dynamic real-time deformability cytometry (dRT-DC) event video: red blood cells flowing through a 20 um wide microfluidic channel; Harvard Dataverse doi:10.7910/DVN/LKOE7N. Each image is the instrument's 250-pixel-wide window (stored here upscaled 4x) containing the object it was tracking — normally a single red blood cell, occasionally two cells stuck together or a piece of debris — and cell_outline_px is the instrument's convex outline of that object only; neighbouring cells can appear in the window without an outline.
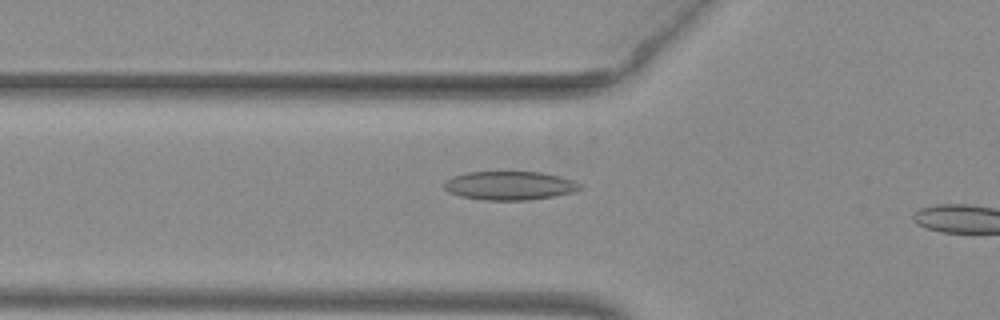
{"species": "common noctule bat (a hibernating species)", "species_latin": "Nyctalus noctula", "temperature_condition": "warm", "stored_images_in_passage": 7, "camera_frame_rate_fps": 3000, "um_per_image_px": 0.085, "animal": {"sex": "female", "body_mass_g": 29.2, "forearm_length_mm": 56.3}, "frame": {"image": 1, "passage_image": 5, "time_ms": 1.333, "image_size_px": [1000, 320], "cell_outline_px": [[584, 184], [580, 188], [572, 192], [552, 196], [528, 200], [484, 200], [460, 196], [448, 192], [444, 188], [444, 180], [452, 176], [468, 172], [540, 172], [560, 176], [576, 180]], "centroid_in_image_um": [43.31, 15.77], "position_along_channel_um": 82.5, "area_um2": 22.83}}